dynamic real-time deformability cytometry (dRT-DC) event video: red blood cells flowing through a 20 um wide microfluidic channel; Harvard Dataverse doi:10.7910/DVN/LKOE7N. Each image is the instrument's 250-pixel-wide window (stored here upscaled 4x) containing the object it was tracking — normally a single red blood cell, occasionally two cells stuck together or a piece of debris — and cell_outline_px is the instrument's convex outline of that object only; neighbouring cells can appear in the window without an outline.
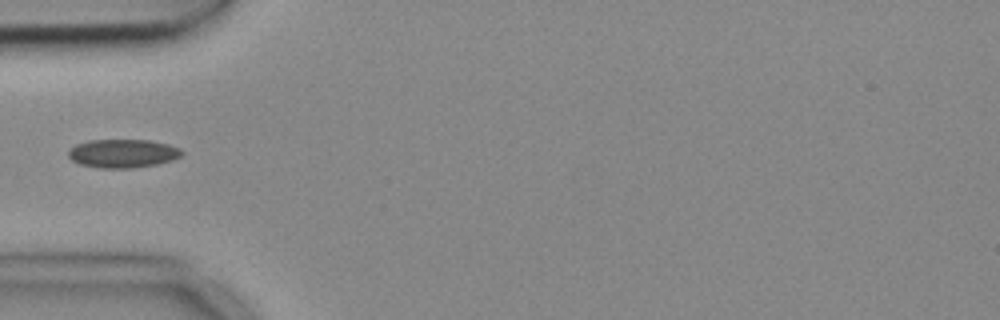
{"species": "common noctule bat (a hibernating species)", "species_latin": "Nyctalus noctula", "temperature_condition": "cold", "stored_images_in_passage": 4, "camera_frame_rate_fps": 3000, "um_per_image_px": 0.085, "animal": {"sex": "female", "body_mass_g": 18.4}, "frame": {"image": 1, "passage_image": 1, "time_ms": 0.0, "image_size_px": [1000, 320], "cell_outline_px": [[184, 152], [180, 156], [172, 160], [156, 164], [132, 168], [100, 168], [80, 164], [72, 160], [68, 156], [68, 152], [76, 144], [88, 140], [148, 140], [168, 144], [180, 148]], "centroid_in_image_um": [10.44, 13.04], "position_along_channel_um": 74.6, "area_um2": 18.79}}
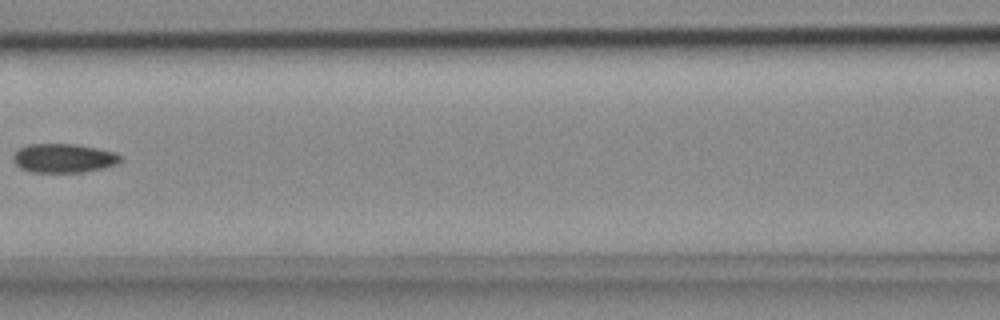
{"frame": {"image": 2, "passage_image": 3, "time_ms": 0.667, "image_size_px": [1000, 320], "cell_outline_px": [[120, 160], [116, 164], [104, 168], [84, 172], [32, 172], [20, 168], [12, 160], [12, 156], [20, 148], [28, 144], [76, 144], [116, 152], [120, 156]], "centroid_in_image_um": [5.4, 13.44], "position_along_channel_um": 161.2, "area_um2": 18.09}}
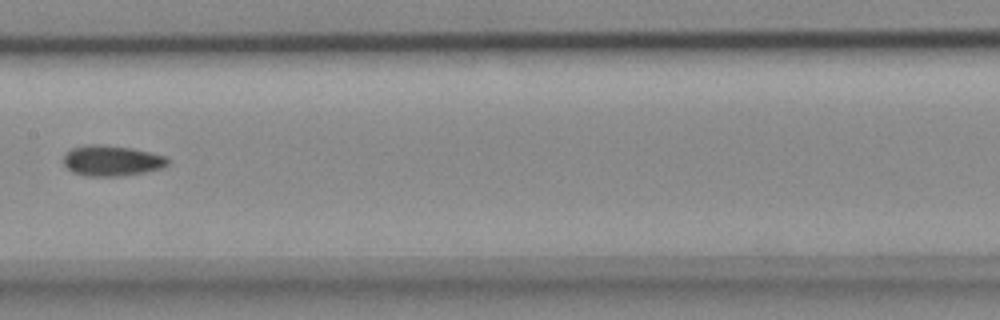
{"frame": {"image": 3, "passage_image": 4, "time_ms": 1.0, "image_size_px": [1000, 320], "cell_outline_px": [[172, 160], [164, 168], [144, 172], [120, 176], [84, 176], [72, 172], [64, 164], [64, 152], [72, 148], [88, 144], [100, 144], [132, 148], [164, 156]], "centroid_in_image_um": [9.49, 13.66], "position_along_channel_um": 197.9, "area_um2": 18.73}}